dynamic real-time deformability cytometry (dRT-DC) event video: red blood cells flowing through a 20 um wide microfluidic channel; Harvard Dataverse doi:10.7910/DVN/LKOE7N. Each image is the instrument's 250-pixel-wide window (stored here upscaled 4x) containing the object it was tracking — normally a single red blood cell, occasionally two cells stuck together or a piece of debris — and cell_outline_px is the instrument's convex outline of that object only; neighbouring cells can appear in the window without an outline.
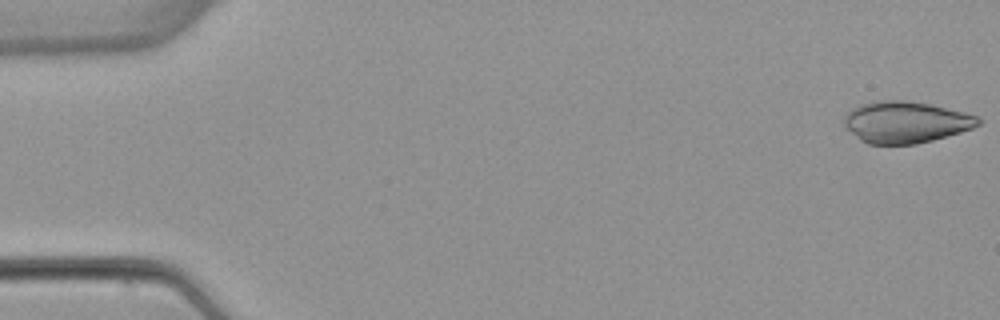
{"species": "common noctule bat (a hibernating species)", "species_latin": "Nyctalus noctula", "temperature_condition": "warm", "stored_images_in_passage": 6, "camera_frame_rate_fps": 3000, "um_per_image_px": 0.085, "animal": {"sex": "female", "body_mass_g": 22.7, "forearm_length_mm": 54.2}, "frame": {"image": 1, "passage_image": 1, "time_ms": 0.0, "image_size_px": [1000, 320], "cell_outline_px": [[980, 124], [972, 128], [960, 132], [932, 140], [916, 144], [868, 144], [860, 140], [844, 124], [844, 116], [852, 108], [860, 104], [876, 100], [908, 100], [932, 104], [964, 112], [976, 116], [980, 120]], "centroid_in_image_um": [76.97, 10.37], "position_along_channel_um": 8.0, "area_um2": 32.43}}
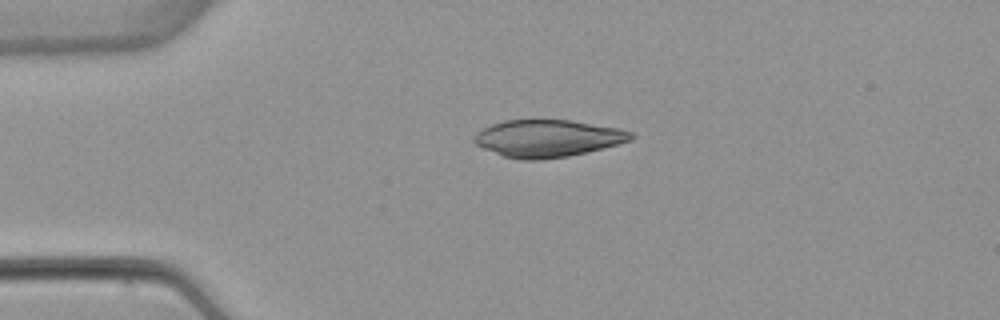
{"frame": {"image": 2, "passage_image": 4, "time_ms": 3.667, "image_size_px": [1000, 320], "cell_outline_px": [[636, 136], [632, 140], [588, 152], [568, 156], [540, 160], [520, 160], [504, 156], [484, 148], [476, 144], [472, 140], [472, 136], [476, 132], [492, 124], [504, 120], [572, 120], [620, 128], [632, 132]], "centroid_in_image_um": [46.57, 11.76], "position_along_channel_um": 38.4, "area_um2": 34.16}}